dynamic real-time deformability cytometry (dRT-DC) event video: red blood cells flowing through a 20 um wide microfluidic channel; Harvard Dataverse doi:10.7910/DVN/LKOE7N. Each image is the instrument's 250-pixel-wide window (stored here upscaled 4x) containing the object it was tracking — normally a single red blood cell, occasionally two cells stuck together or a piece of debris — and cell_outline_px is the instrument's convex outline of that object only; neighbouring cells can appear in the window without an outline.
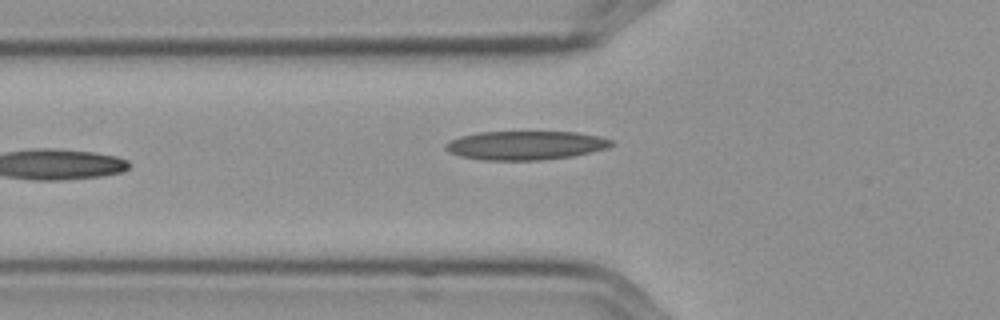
{"species": "Egyptian fruit bat (a non-hibernating species)", "species_latin": "Rousettus aegyptiacus", "temperature_condition": "cold", "stored_images_in_passage": 5, "segment_of_instrument_passage": [1, 2], "camera_frame_rate_fps": 3000, "um_per_image_px": 0.085, "frame": {"image": 1, "passage_image": 3, "time_ms": 0.667, "image_size_px": [1000, 320], "cell_outline_px": [[612, 144], [608, 148], [592, 152], [572, 156], [540, 160], [484, 160], [460, 156], [448, 152], [444, 148], [444, 144], [448, 140], [460, 136], [476, 132], [576, 132], [600, 136], [612, 140]], "centroid_in_image_um": [44.63, 12.35], "position_along_channel_um": 81.2, "area_um2": 28.03}}
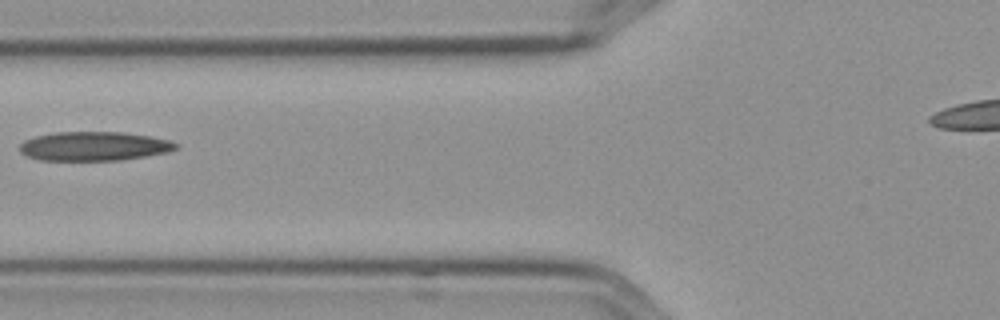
{"frame": {"image": 2, "passage_image": 4, "time_ms": 1.0, "image_size_px": [1000, 320], "cell_outline_px": [[180, 148], [168, 152], [120, 160], [40, 160], [28, 156], [20, 152], [20, 144], [24, 140], [36, 136], [56, 132], [124, 132], [152, 136], [172, 140], [180, 144]], "centroid_in_image_um": [8.06, 12.42], "position_along_channel_um": 117.7, "area_um2": 26.65}}